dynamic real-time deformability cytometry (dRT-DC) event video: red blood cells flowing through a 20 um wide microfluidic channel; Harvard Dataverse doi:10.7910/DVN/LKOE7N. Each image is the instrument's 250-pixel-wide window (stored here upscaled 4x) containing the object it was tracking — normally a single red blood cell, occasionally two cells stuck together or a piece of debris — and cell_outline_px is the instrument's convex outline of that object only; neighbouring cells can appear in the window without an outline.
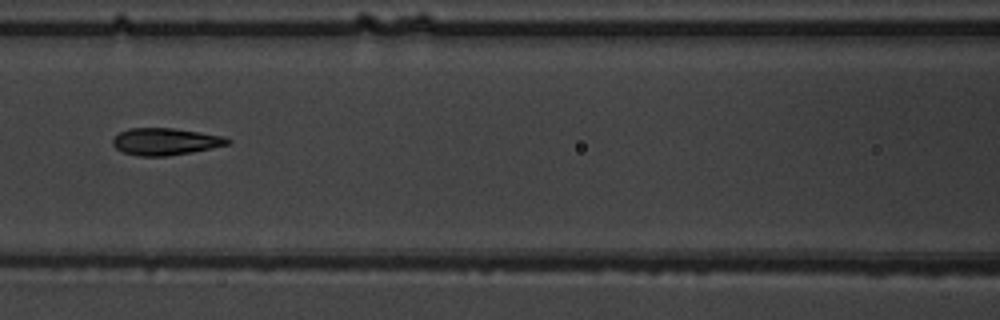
{"species": "common noctule bat (a hibernating species)", "species_latin": "Nyctalus noctula", "temperature_condition": "warm", "stored_images_in_passage": 7, "camera_frame_rate_fps": 3000, "um_per_image_px": 0.085, "animal": {"sex": "male", "body_mass_g": 19.5, "forearm_length_mm": 54.6}, "frame": {"image": 1, "passage_image": 7, "time_ms": 7.0, "image_size_px": [1000, 320], "cell_outline_px": [[232, 140], [228, 144], [192, 152], [168, 156], [140, 156], [120, 152], [112, 144], [112, 136], [128, 128], [172, 128], [200, 132], [224, 136]], "centroid_in_image_um": [14.01, 12.03], "position_along_channel_um": 152.6, "area_um2": 18.21}}